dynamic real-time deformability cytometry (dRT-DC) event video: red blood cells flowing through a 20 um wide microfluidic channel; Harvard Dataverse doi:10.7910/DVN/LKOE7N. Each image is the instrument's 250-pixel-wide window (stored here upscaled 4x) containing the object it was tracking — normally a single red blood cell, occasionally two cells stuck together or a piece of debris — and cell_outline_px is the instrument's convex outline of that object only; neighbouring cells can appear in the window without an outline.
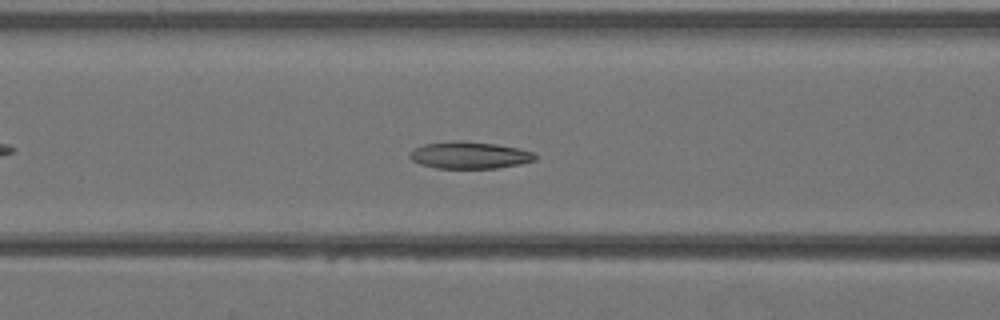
{"species": "Egyptian fruit bat (a non-hibernating species)", "species_latin": "Rousettus aegyptiacus", "temperature_condition": "warm", "stored_images_in_passage": 35, "camera_frame_rate_fps": 3000, "um_per_image_px": 0.085, "animal": {"sex": "female"}, "frame": {"image": 1, "passage_image": 10, "time_ms": 3.0, "image_size_px": [1000, 320], "cell_outline_px": [[536, 160], [520, 164], [496, 168], [436, 168], [420, 164], [412, 160], [408, 156], [416, 148], [424, 144], [452, 140], [460, 140], [496, 144], [520, 148], [532, 152], [536, 156]], "centroid_in_image_um": [39.92, 13.18], "position_along_channel_um": 126.7, "area_um2": 19.71}}
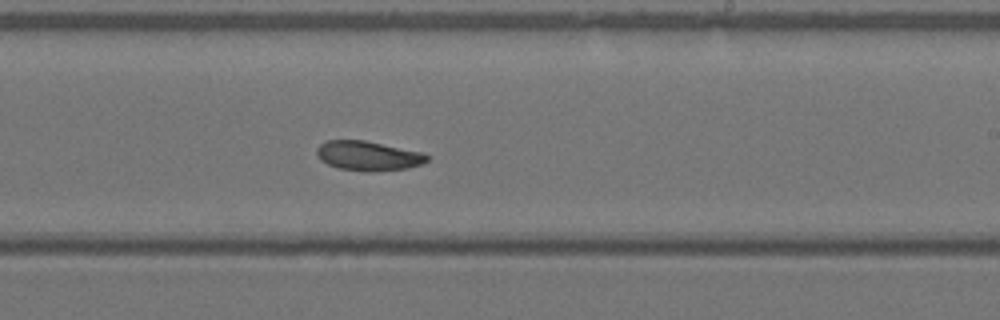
{"frame": {"image": 2, "passage_image": 18, "time_ms": 5.667, "image_size_px": [1000, 320], "cell_outline_px": [[428, 160], [420, 164], [408, 168], [372, 172], [364, 172], [340, 168], [328, 164], [320, 160], [316, 152], [316, 148], [320, 144], [328, 140], [364, 140], [424, 152], [428, 156]], "centroid_in_image_um": [31.29, 13.24], "position_along_channel_um": 257.7, "area_um2": 19.07}}
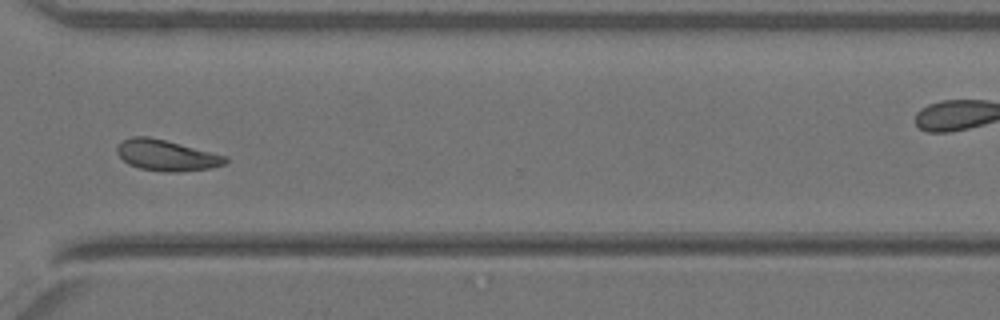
{"frame": {"image": 3, "passage_image": 24, "time_ms": 7.667, "image_size_px": [1000, 320], "cell_outline_px": [[228, 160], [224, 164], [208, 168], [180, 172], [168, 172], [140, 168], [128, 164], [116, 152], [116, 148], [120, 140], [132, 136], [148, 136], [228, 156]], "centroid_in_image_um": [14.12, 13.19], "position_along_channel_um": 356.5, "area_um2": 19.42}}